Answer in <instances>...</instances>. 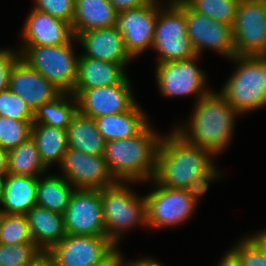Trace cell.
<instances>
[{"label": "cell", "mask_w": 266, "mask_h": 266, "mask_svg": "<svg viewBox=\"0 0 266 266\" xmlns=\"http://www.w3.org/2000/svg\"><path fill=\"white\" fill-rule=\"evenodd\" d=\"M20 58V53L8 49H0V91L9 89L12 67Z\"/></svg>", "instance_id": "8d00e7d4"}, {"label": "cell", "mask_w": 266, "mask_h": 266, "mask_svg": "<svg viewBox=\"0 0 266 266\" xmlns=\"http://www.w3.org/2000/svg\"><path fill=\"white\" fill-rule=\"evenodd\" d=\"M158 135L148 124L134 137L106 142L103 157L116 181L131 183L154 178L162 138Z\"/></svg>", "instance_id": "3957f363"}, {"label": "cell", "mask_w": 266, "mask_h": 266, "mask_svg": "<svg viewBox=\"0 0 266 266\" xmlns=\"http://www.w3.org/2000/svg\"><path fill=\"white\" fill-rule=\"evenodd\" d=\"M0 116L18 120H33V111L10 89L0 91Z\"/></svg>", "instance_id": "836d02e7"}, {"label": "cell", "mask_w": 266, "mask_h": 266, "mask_svg": "<svg viewBox=\"0 0 266 266\" xmlns=\"http://www.w3.org/2000/svg\"><path fill=\"white\" fill-rule=\"evenodd\" d=\"M187 36L197 56L204 48H211L231 59L235 56L232 26L198 13L190 5H183Z\"/></svg>", "instance_id": "8fae6325"}, {"label": "cell", "mask_w": 266, "mask_h": 266, "mask_svg": "<svg viewBox=\"0 0 266 266\" xmlns=\"http://www.w3.org/2000/svg\"><path fill=\"white\" fill-rule=\"evenodd\" d=\"M130 266H164L162 263L160 264L159 262H157L156 260L152 259V258H143L141 260H137V261H130Z\"/></svg>", "instance_id": "b9f144b4"}, {"label": "cell", "mask_w": 266, "mask_h": 266, "mask_svg": "<svg viewBox=\"0 0 266 266\" xmlns=\"http://www.w3.org/2000/svg\"><path fill=\"white\" fill-rule=\"evenodd\" d=\"M114 246L106 236L67 234L45 256L52 266H94Z\"/></svg>", "instance_id": "4fadbf2b"}, {"label": "cell", "mask_w": 266, "mask_h": 266, "mask_svg": "<svg viewBox=\"0 0 266 266\" xmlns=\"http://www.w3.org/2000/svg\"><path fill=\"white\" fill-rule=\"evenodd\" d=\"M212 155L214 157L211 151L187 142L173 130L161 138L153 179L162 186L204 194L209 182L220 175L212 163Z\"/></svg>", "instance_id": "6da1fadb"}, {"label": "cell", "mask_w": 266, "mask_h": 266, "mask_svg": "<svg viewBox=\"0 0 266 266\" xmlns=\"http://www.w3.org/2000/svg\"><path fill=\"white\" fill-rule=\"evenodd\" d=\"M33 8L72 23L75 0H35Z\"/></svg>", "instance_id": "d590c367"}, {"label": "cell", "mask_w": 266, "mask_h": 266, "mask_svg": "<svg viewBox=\"0 0 266 266\" xmlns=\"http://www.w3.org/2000/svg\"><path fill=\"white\" fill-rule=\"evenodd\" d=\"M122 64L96 60L80 54L74 90L120 84L127 76Z\"/></svg>", "instance_id": "7402d4cb"}, {"label": "cell", "mask_w": 266, "mask_h": 266, "mask_svg": "<svg viewBox=\"0 0 266 266\" xmlns=\"http://www.w3.org/2000/svg\"><path fill=\"white\" fill-rule=\"evenodd\" d=\"M237 69L218 92L239 114L266 106V56H233Z\"/></svg>", "instance_id": "277c9868"}, {"label": "cell", "mask_w": 266, "mask_h": 266, "mask_svg": "<svg viewBox=\"0 0 266 266\" xmlns=\"http://www.w3.org/2000/svg\"><path fill=\"white\" fill-rule=\"evenodd\" d=\"M68 147L89 155H103L106 141L97 130L95 120L81 114L73 115L67 129Z\"/></svg>", "instance_id": "d4e9b609"}, {"label": "cell", "mask_w": 266, "mask_h": 266, "mask_svg": "<svg viewBox=\"0 0 266 266\" xmlns=\"http://www.w3.org/2000/svg\"><path fill=\"white\" fill-rule=\"evenodd\" d=\"M115 245L94 266H130V261L125 262L122 253Z\"/></svg>", "instance_id": "74e56055"}, {"label": "cell", "mask_w": 266, "mask_h": 266, "mask_svg": "<svg viewBox=\"0 0 266 266\" xmlns=\"http://www.w3.org/2000/svg\"><path fill=\"white\" fill-rule=\"evenodd\" d=\"M194 0H174L173 3L177 5H190Z\"/></svg>", "instance_id": "f6af8a7d"}, {"label": "cell", "mask_w": 266, "mask_h": 266, "mask_svg": "<svg viewBox=\"0 0 266 266\" xmlns=\"http://www.w3.org/2000/svg\"><path fill=\"white\" fill-rule=\"evenodd\" d=\"M240 0H194L190 6L198 13L232 26Z\"/></svg>", "instance_id": "d6a6232c"}, {"label": "cell", "mask_w": 266, "mask_h": 266, "mask_svg": "<svg viewBox=\"0 0 266 266\" xmlns=\"http://www.w3.org/2000/svg\"><path fill=\"white\" fill-rule=\"evenodd\" d=\"M44 255L34 242L0 243V266H32Z\"/></svg>", "instance_id": "f546056e"}, {"label": "cell", "mask_w": 266, "mask_h": 266, "mask_svg": "<svg viewBox=\"0 0 266 266\" xmlns=\"http://www.w3.org/2000/svg\"><path fill=\"white\" fill-rule=\"evenodd\" d=\"M38 177L13 175L4 176L0 213L25 215L37 205Z\"/></svg>", "instance_id": "ffe728a7"}, {"label": "cell", "mask_w": 266, "mask_h": 266, "mask_svg": "<svg viewBox=\"0 0 266 266\" xmlns=\"http://www.w3.org/2000/svg\"><path fill=\"white\" fill-rule=\"evenodd\" d=\"M156 1L151 0L140 8L117 14L115 26L123 37L126 50L132 58L152 48L155 24L160 10L159 3Z\"/></svg>", "instance_id": "2e32d148"}, {"label": "cell", "mask_w": 266, "mask_h": 266, "mask_svg": "<svg viewBox=\"0 0 266 266\" xmlns=\"http://www.w3.org/2000/svg\"><path fill=\"white\" fill-rule=\"evenodd\" d=\"M22 31L24 46H58L75 37L69 22L35 8L29 13Z\"/></svg>", "instance_id": "ac0fdd59"}, {"label": "cell", "mask_w": 266, "mask_h": 266, "mask_svg": "<svg viewBox=\"0 0 266 266\" xmlns=\"http://www.w3.org/2000/svg\"><path fill=\"white\" fill-rule=\"evenodd\" d=\"M73 96L77 99L78 111L93 119L129 111L137 104L128 77L113 86L74 90L70 97L73 99Z\"/></svg>", "instance_id": "7c38bea8"}, {"label": "cell", "mask_w": 266, "mask_h": 266, "mask_svg": "<svg viewBox=\"0 0 266 266\" xmlns=\"http://www.w3.org/2000/svg\"><path fill=\"white\" fill-rule=\"evenodd\" d=\"M64 178L76 189H97L114 185L103 155H89L68 147L60 163Z\"/></svg>", "instance_id": "9a60e30c"}, {"label": "cell", "mask_w": 266, "mask_h": 266, "mask_svg": "<svg viewBox=\"0 0 266 266\" xmlns=\"http://www.w3.org/2000/svg\"><path fill=\"white\" fill-rule=\"evenodd\" d=\"M38 176L37 205L64 214L76 188L62 176Z\"/></svg>", "instance_id": "4316f807"}, {"label": "cell", "mask_w": 266, "mask_h": 266, "mask_svg": "<svg viewBox=\"0 0 266 266\" xmlns=\"http://www.w3.org/2000/svg\"><path fill=\"white\" fill-rule=\"evenodd\" d=\"M136 104L131 110L120 114L104 115L95 118L97 130L105 141L127 139L138 135L147 125L148 119Z\"/></svg>", "instance_id": "cb8c5ba5"}, {"label": "cell", "mask_w": 266, "mask_h": 266, "mask_svg": "<svg viewBox=\"0 0 266 266\" xmlns=\"http://www.w3.org/2000/svg\"><path fill=\"white\" fill-rule=\"evenodd\" d=\"M63 215L67 234L105 236L101 190L75 189Z\"/></svg>", "instance_id": "5bb4252c"}, {"label": "cell", "mask_w": 266, "mask_h": 266, "mask_svg": "<svg viewBox=\"0 0 266 266\" xmlns=\"http://www.w3.org/2000/svg\"><path fill=\"white\" fill-rule=\"evenodd\" d=\"M75 38L85 49L82 56L124 67L132 59L116 26L78 33Z\"/></svg>", "instance_id": "d6986e66"}, {"label": "cell", "mask_w": 266, "mask_h": 266, "mask_svg": "<svg viewBox=\"0 0 266 266\" xmlns=\"http://www.w3.org/2000/svg\"><path fill=\"white\" fill-rule=\"evenodd\" d=\"M25 215L33 241L44 254L67 235L61 213L36 205Z\"/></svg>", "instance_id": "44dd1931"}, {"label": "cell", "mask_w": 266, "mask_h": 266, "mask_svg": "<svg viewBox=\"0 0 266 266\" xmlns=\"http://www.w3.org/2000/svg\"><path fill=\"white\" fill-rule=\"evenodd\" d=\"M3 180H4V176L0 174V198L2 194Z\"/></svg>", "instance_id": "bcb514c9"}, {"label": "cell", "mask_w": 266, "mask_h": 266, "mask_svg": "<svg viewBox=\"0 0 266 266\" xmlns=\"http://www.w3.org/2000/svg\"><path fill=\"white\" fill-rule=\"evenodd\" d=\"M0 174L5 176L8 174V151L0 147Z\"/></svg>", "instance_id": "60d3db41"}, {"label": "cell", "mask_w": 266, "mask_h": 266, "mask_svg": "<svg viewBox=\"0 0 266 266\" xmlns=\"http://www.w3.org/2000/svg\"><path fill=\"white\" fill-rule=\"evenodd\" d=\"M238 115L219 93L211 91L196 102L189 124L174 130L187 142L217 155L231 141Z\"/></svg>", "instance_id": "7a4b0ae2"}, {"label": "cell", "mask_w": 266, "mask_h": 266, "mask_svg": "<svg viewBox=\"0 0 266 266\" xmlns=\"http://www.w3.org/2000/svg\"><path fill=\"white\" fill-rule=\"evenodd\" d=\"M46 171L47 168L41 161L36 142L32 137L8 151V173L38 177Z\"/></svg>", "instance_id": "83f0119b"}, {"label": "cell", "mask_w": 266, "mask_h": 266, "mask_svg": "<svg viewBox=\"0 0 266 266\" xmlns=\"http://www.w3.org/2000/svg\"><path fill=\"white\" fill-rule=\"evenodd\" d=\"M32 120L0 116V147L10 151L31 137Z\"/></svg>", "instance_id": "1f68e13d"}, {"label": "cell", "mask_w": 266, "mask_h": 266, "mask_svg": "<svg viewBox=\"0 0 266 266\" xmlns=\"http://www.w3.org/2000/svg\"><path fill=\"white\" fill-rule=\"evenodd\" d=\"M9 89L21 97L32 111L62 93L21 58L12 67Z\"/></svg>", "instance_id": "e0dca14e"}, {"label": "cell", "mask_w": 266, "mask_h": 266, "mask_svg": "<svg viewBox=\"0 0 266 266\" xmlns=\"http://www.w3.org/2000/svg\"><path fill=\"white\" fill-rule=\"evenodd\" d=\"M217 266H242V262L237 252L232 248L223 256V259L221 258Z\"/></svg>", "instance_id": "ab89813d"}, {"label": "cell", "mask_w": 266, "mask_h": 266, "mask_svg": "<svg viewBox=\"0 0 266 266\" xmlns=\"http://www.w3.org/2000/svg\"><path fill=\"white\" fill-rule=\"evenodd\" d=\"M192 58L157 63L156 79L161 94L167 97L188 96L197 94V101L207 95L209 90L204 89L206 77L204 71L196 66Z\"/></svg>", "instance_id": "30bf717a"}, {"label": "cell", "mask_w": 266, "mask_h": 266, "mask_svg": "<svg viewBox=\"0 0 266 266\" xmlns=\"http://www.w3.org/2000/svg\"><path fill=\"white\" fill-rule=\"evenodd\" d=\"M158 11L152 49L160 55L158 63L184 60L196 56L186 30L183 5L171 1Z\"/></svg>", "instance_id": "52a82bcc"}, {"label": "cell", "mask_w": 266, "mask_h": 266, "mask_svg": "<svg viewBox=\"0 0 266 266\" xmlns=\"http://www.w3.org/2000/svg\"><path fill=\"white\" fill-rule=\"evenodd\" d=\"M71 93H61L53 101L44 103L33 111L32 123L68 129L73 115L77 112V99L70 101ZM69 98V101H68ZM67 99V100H66ZM73 102V103H72Z\"/></svg>", "instance_id": "f1b7e54d"}, {"label": "cell", "mask_w": 266, "mask_h": 266, "mask_svg": "<svg viewBox=\"0 0 266 266\" xmlns=\"http://www.w3.org/2000/svg\"><path fill=\"white\" fill-rule=\"evenodd\" d=\"M117 14L108 0H75L71 23L73 34L115 26Z\"/></svg>", "instance_id": "603a6c76"}, {"label": "cell", "mask_w": 266, "mask_h": 266, "mask_svg": "<svg viewBox=\"0 0 266 266\" xmlns=\"http://www.w3.org/2000/svg\"><path fill=\"white\" fill-rule=\"evenodd\" d=\"M239 242L232 248L239 255L242 266H266V256L252 237H246Z\"/></svg>", "instance_id": "e575fe53"}, {"label": "cell", "mask_w": 266, "mask_h": 266, "mask_svg": "<svg viewBox=\"0 0 266 266\" xmlns=\"http://www.w3.org/2000/svg\"><path fill=\"white\" fill-rule=\"evenodd\" d=\"M34 242L26 215L0 213V243Z\"/></svg>", "instance_id": "4dcf8cb0"}, {"label": "cell", "mask_w": 266, "mask_h": 266, "mask_svg": "<svg viewBox=\"0 0 266 266\" xmlns=\"http://www.w3.org/2000/svg\"><path fill=\"white\" fill-rule=\"evenodd\" d=\"M117 181L101 189V202L105 236L115 245L124 230L143 224L147 226L146 199L137 197L127 184Z\"/></svg>", "instance_id": "5b68a950"}, {"label": "cell", "mask_w": 266, "mask_h": 266, "mask_svg": "<svg viewBox=\"0 0 266 266\" xmlns=\"http://www.w3.org/2000/svg\"><path fill=\"white\" fill-rule=\"evenodd\" d=\"M58 46H23L20 58L50 81L62 93H73L78 59L72 41Z\"/></svg>", "instance_id": "8992f818"}, {"label": "cell", "mask_w": 266, "mask_h": 266, "mask_svg": "<svg viewBox=\"0 0 266 266\" xmlns=\"http://www.w3.org/2000/svg\"><path fill=\"white\" fill-rule=\"evenodd\" d=\"M144 196L146 199L147 226L162 228L175 226L189 219L202 193L189 189L169 188L159 185Z\"/></svg>", "instance_id": "ba28073f"}, {"label": "cell", "mask_w": 266, "mask_h": 266, "mask_svg": "<svg viewBox=\"0 0 266 266\" xmlns=\"http://www.w3.org/2000/svg\"><path fill=\"white\" fill-rule=\"evenodd\" d=\"M232 32L235 56H266V0H240Z\"/></svg>", "instance_id": "9c48e42d"}, {"label": "cell", "mask_w": 266, "mask_h": 266, "mask_svg": "<svg viewBox=\"0 0 266 266\" xmlns=\"http://www.w3.org/2000/svg\"><path fill=\"white\" fill-rule=\"evenodd\" d=\"M117 12L140 8L151 0H108Z\"/></svg>", "instance_id": "f35d334b"}, {"label": "cell", "mask_w": 266, "mask_h": 266, "mask_svg": "<svg viewBox=\"0 0 266 266\" xmlns=\"http://www.w3.org/2000/svg\"><path fill=\"white\" fill-rule=\"evenodd\" d=\"M31 137L36 142L41 161L47 169L54 162L60 165L68 149L67 129L32 123Z\"/></svg>", "instance_id": "484cf974"}, {"label": "cell", "mask_w": 266, "mask_h": 266, "mask_svg": "<svg viewBox=\"0 0 266 266\" xmlns=\"http://www.w3.org/2000/svg\"><path fill=\"white\" fill-rule=\"evenodd\" d=\"M32 266H52L49 259L44 255L39 261Z\"/></svg>", "instance_id": "ee69618b"}, {"label": "cell", "mask_w": 266, "mask_h": 266, "mask_svg": "<svg viewBox=\"0 0 266 266\" xmlns=\"http://www.w3.org/2000/svg\"><path fill=\"white\" fill-rule=\"evenodd\" d=\"M261 247L264 255L266 256V230L251 236Z\"/></svg>", "instance_id": "7bdbcfd3"}]
</instances>
